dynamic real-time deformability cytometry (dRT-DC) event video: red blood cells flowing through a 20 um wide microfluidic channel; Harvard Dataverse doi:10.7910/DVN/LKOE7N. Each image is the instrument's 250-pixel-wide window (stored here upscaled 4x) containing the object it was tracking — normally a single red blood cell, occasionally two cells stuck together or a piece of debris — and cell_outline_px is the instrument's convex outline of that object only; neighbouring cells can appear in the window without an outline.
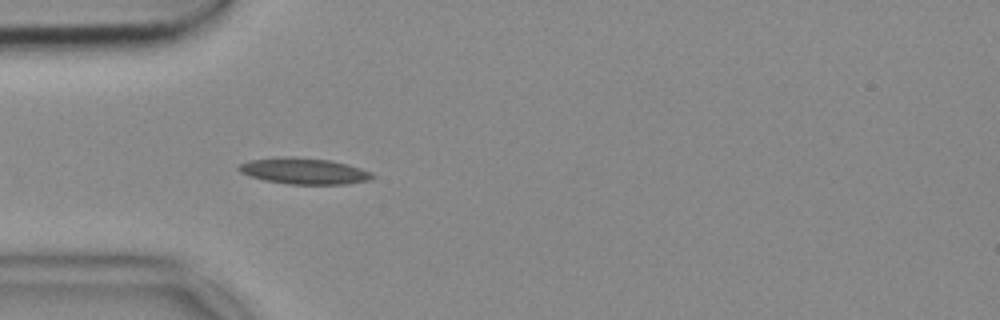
{"species": "common noctule bat (a hibernating species)", "species_latin": "Nyctalus noctula", "temperature_condition": "cold", "stored_images_in_passage": 42, "camera_frame_rate_fps": 3000, "um_per_image_px": 0.085, "animal": {"sex": "female", "body_mass_g": 18.4}, "frame": {"image": 1, "passage_image": 5, "time_ms": 1.333, "image_size_px": [1000, 320], "cell_outline_px": [[376, 176], [368, 180], [344, 184], [288, 184], [264, 180], [248, 176], [240, 172], [236, 168], [240, 164], [248, 160], [284, 156], [328, 160], [348, 164], [372, 172]], "centroid_in_image_um": [25.8, 14.54], "position_along_channel_um": 59.2, "area_um2": 20.35}}
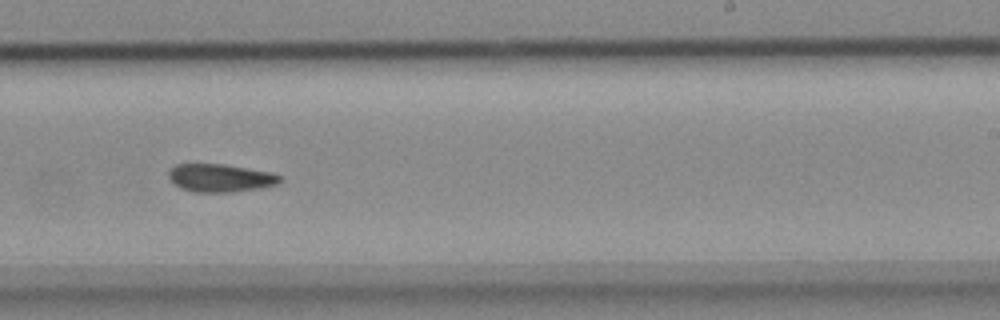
{"frame": {"image": 2, "passage_image": 22, "time_ms": 7.0, "image_size_px": [1000, 320], "cell_outline_px": [[280, 180], [276, 184], [260, 188], [232, 192], [192, 192], [180, 188], [168, 176], [168, 172], [176, 164], [224, 164], [272, 172], [280, 176]], "centroid_in_image_um": [18.72, 15.12], "position_along_channel_um": 270.3, "area_um2": 18.03}}
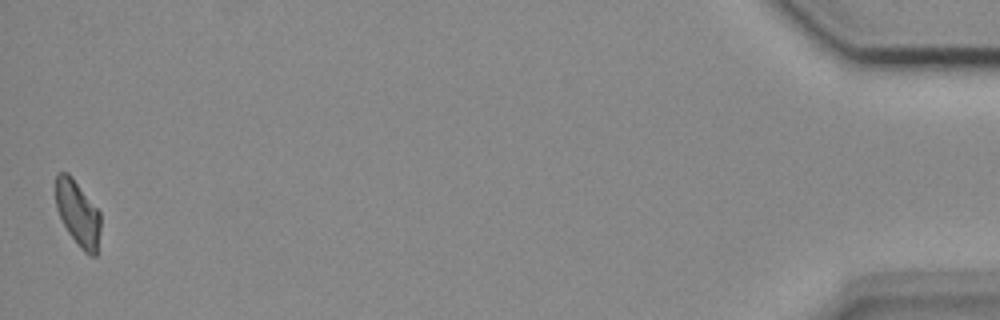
{"frame": {"image": 3, "passage_image": 42, "time_ms": 13.667, "image_size_px": [1000, 320], "cell_outline_px": [[100, 228], [96, 256], [92, 256], [84, 252], [80, 248], [68, 232], [56, 208], [56, 176], [60, 172], [68, 172], [72, 176], [100, 212]], "centroid_in_image_um": [6.62, 18.13], "position_along_channel_um": 428.6, "area_um2": 16.94}}